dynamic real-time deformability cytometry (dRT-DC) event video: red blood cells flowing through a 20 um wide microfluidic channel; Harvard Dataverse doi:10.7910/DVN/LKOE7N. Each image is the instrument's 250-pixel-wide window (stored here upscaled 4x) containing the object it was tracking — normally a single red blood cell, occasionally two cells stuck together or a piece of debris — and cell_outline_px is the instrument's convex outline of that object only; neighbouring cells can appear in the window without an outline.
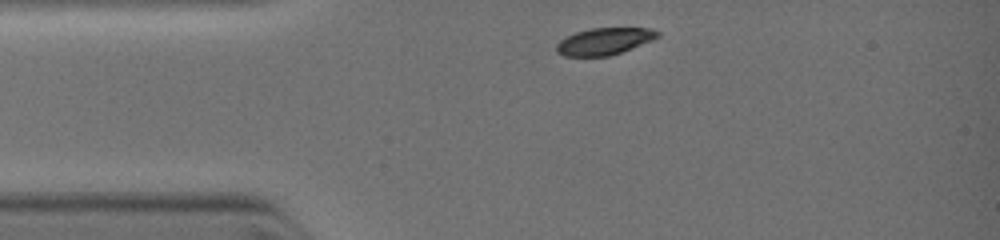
{"species": "common noctule bat (a hibernating species)", "species_latin": "Nyctalus noctula", "temperature_condition": "warm", "stored_images_in_passage": 27, "camera_frame_rate_fps": 3000, "um_per_image_px": 0.085, "animal": {"sex": "female", "body_mass_g": 19.0, "forearm_length_mm": 51.5}, "frame": {"image": 1, "passage_image": 1, "time_ms": 0.0, "image_size_px": [1000, 240], "cell_outline_px": [[660, 36], [652, 40], [620, 52], [608, 56], [564, 56], [556, 52], [556, 44], [560, 40], [576, 32], [588, 28], [652, 28], [660, 32]], "centroid_in_image_um": [51.36, 3.5], "position_along_channel_um": 33.6, "area_um2": 15.78}}
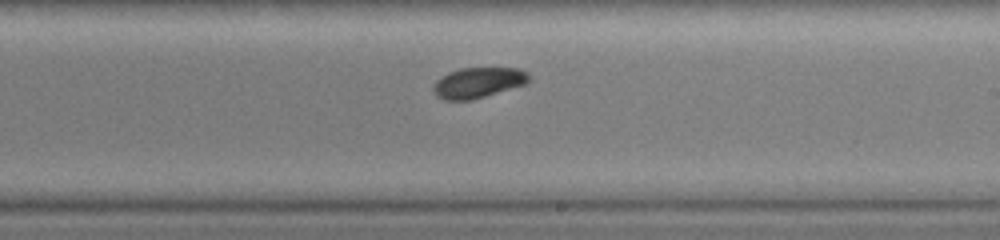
{"frame": {"image": 2, "passage_image": 11, "time_ms": 4.667, "image_size_px": [1000, 240], "cell_outline_px": [[532, 80], [528, 84], [472, 100], [444, 100], [436, 96], [432, 92], [432, 88], [436, 80], [448, 72], [460, 68], [520, 68], [528, 72]], "centroid_in_image_um": [40.67, 7.03], "position_along_channel_um": 248.3, "area_um2": 17.4}}
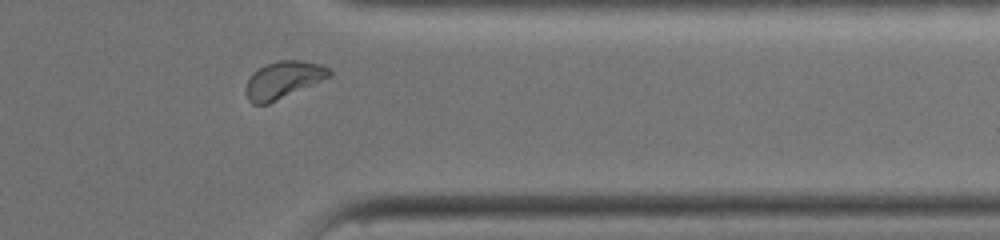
{"frame": {"image": 3, "passage_image": 22, "time_ms": 7.333, "image_size_px": [1000, 240], "cell_outline_px": [[332, 76], [268, 104], [252, 104], [248, 100], [244, 88], [252, 72], [264, 64], [280, 60], [304, 60], [320, 64], [328, 68], [332, 72]], "centroid_in_image_um": [24.06, 6.78], "position_along_channel_um": 387.3, "area_um2": 18.21}}